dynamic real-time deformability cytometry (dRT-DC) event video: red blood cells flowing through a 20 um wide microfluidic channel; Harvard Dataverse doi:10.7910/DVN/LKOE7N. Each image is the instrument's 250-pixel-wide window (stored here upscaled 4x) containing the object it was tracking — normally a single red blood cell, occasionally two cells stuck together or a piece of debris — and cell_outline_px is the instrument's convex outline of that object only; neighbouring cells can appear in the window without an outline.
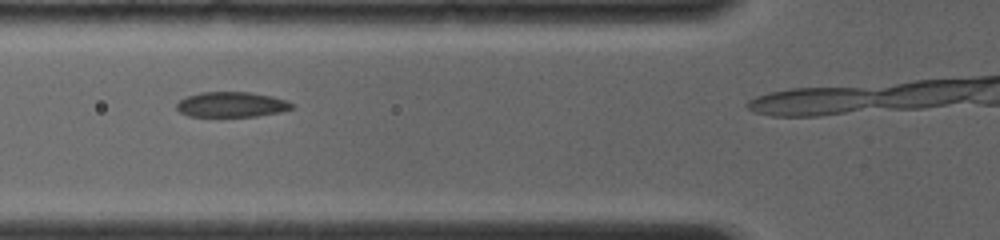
{"species": "common noctule bat (a hibernating species)", "species_latin": "Nyctalus noctula", "temperature_condition": "room temperature", "stored_images_in_passage": 7, "camera_frame_rate_fps": 4000, "um_per_image_px": 0.085, "animal": {"sex": "female", "body_mass_g": 19.0, "forearm_length_mm": 56.7}, "frame": {"image": 1, "passage_image": 5, "time_ms": 2.5, "image_size_px": [1000, 240], "cell_outline_px": [[296, 108], [280, 112], [256, 116], [188, 116], [180, 112], [176, 108], [176, 104], [184, 96], [200, 92], [248, 92], [272, 96], [296, 104]], "centroid_in_image_um": [19.69, 8.88], "position_along_channel_um": 106.1, "area_um2": 17.05}}